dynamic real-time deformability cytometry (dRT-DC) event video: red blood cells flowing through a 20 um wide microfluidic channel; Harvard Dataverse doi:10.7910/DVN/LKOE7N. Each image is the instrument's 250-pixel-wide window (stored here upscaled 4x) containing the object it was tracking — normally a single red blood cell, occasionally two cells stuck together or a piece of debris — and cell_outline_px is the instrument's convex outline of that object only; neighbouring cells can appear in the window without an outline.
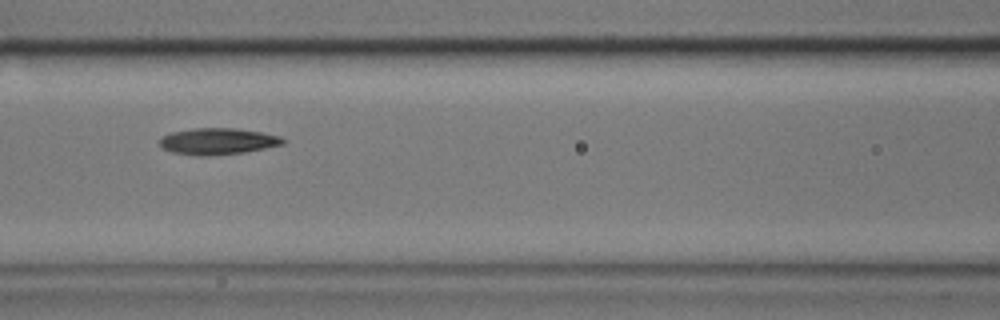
{"species": "common noctule bat (a hibernating species)", "species_latin": "Nyctalus noctula", "temperature_condition": "cold", "stored_images_in_passage": 7, "camera_frame_rate_fps": 3000, "um_per_image_px": 0.085, "animal": {"sex": "male", "body_mass_g": 17.9}, "frame": {"image": 1, "passage_image": 3, "time_ms": 0.667, "image_size_px": [1000, 320], "cell_outline_px": [[288, 140], [284, 144], [244, 152], [208, 156], [196, 156], [172, 152], [164, 148], [160, 144], [160, 136], [172, 132], [192, 128], [236, 128], [260, 132], [280, 136]], "centroid_in_image_um": [18.51, 12.01], "position_along_channel_um": 148.1, "area_um2": 19.07}}
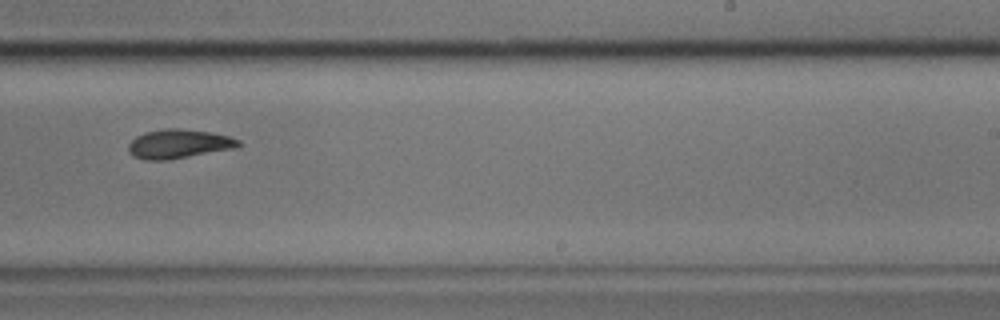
{"frame": {"image": 2, "passage_image": 6, "time_ms": 1.667, "image_size_px": [1000, 320], "cell_outline_px": [[240, 144], [236, 148], [168, 160], [144, 160], [132, 156], [128, 152], [128, 144], [136, 136], [144, 132], [168, 128], [180, 128], [208, 132], [228, 136], [240, 140]], "centroid_in_image_um": [15.15, 12.24], "position_along_channel_um": 273.9, "area_um2": 18.67}}